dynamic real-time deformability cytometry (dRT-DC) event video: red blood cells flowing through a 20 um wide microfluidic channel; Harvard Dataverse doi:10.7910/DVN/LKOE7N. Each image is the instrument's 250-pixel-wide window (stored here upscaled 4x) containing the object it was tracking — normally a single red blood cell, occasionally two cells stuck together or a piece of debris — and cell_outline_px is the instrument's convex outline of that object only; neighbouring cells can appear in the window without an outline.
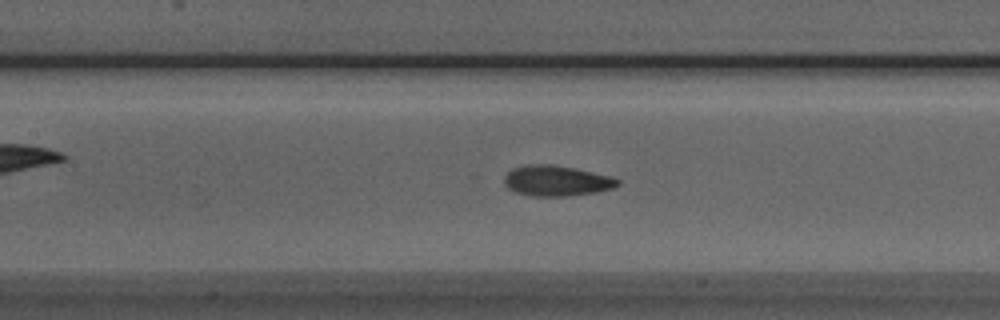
{"species": "Egyptian fruit bat (a non-hibernating species)", "species_latin": "Rousettus aegyptiacus", "temperature_condition": "room temperature", "stored_images_in_passage": 46, "camera_frame_rate_fps": 3000, "um_per_image_px": 0.085, "animal": {"sex": "male"}, "frame": {"image": 1, "passage_image": 22, "time_ms": 7.0, "image_size_px": [1000, 320], "cell_outline_px": [[620, 184], [612, 188], [596, 192], [564, 196], [532, 196], [516, 192], [508, 188], [504, 184], [504, 176], [512, 168], [524, 164], [552, 164], [576, 168], [612, 176], [620, 180]], "centroid_in_image_um": [47.29, 15.35], "position_along_channel_um": 160.1, "area_um2": 20.35}}
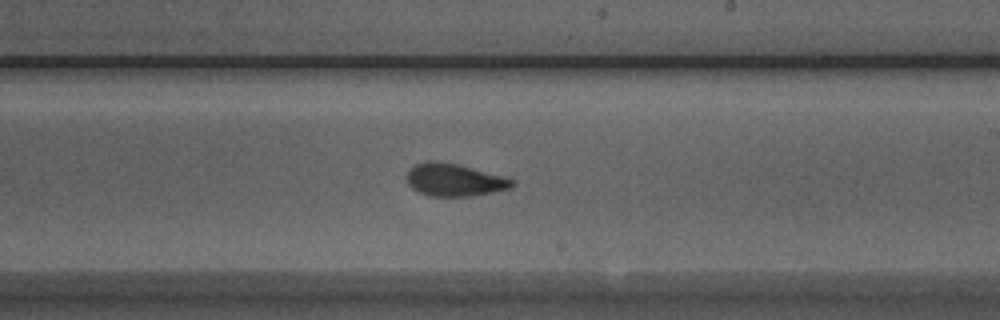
{"frame": {"image": 2, "passage_image": 29, "time_ms": 9.333, "image_size_px": [1000, 320], "cell_outline_px": [[516, 184], [512, 188], [472, 196], [432, 196], [420, 192], [412, 188], [408, 184], [404, 176], [416, 164], [424, 160], [436, 160], [460, 164], [504, 176], [516, 180]], "centroid_in_image_um": [38.64, 15.27], "position_along_channel_um": 250.4, "area_um2": 20.35}}
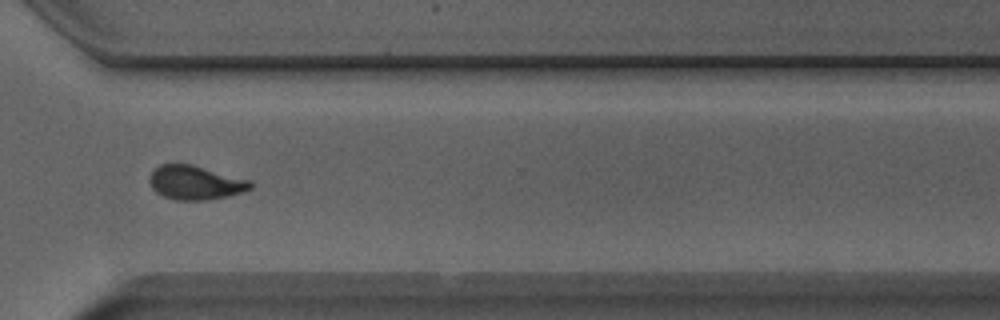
{"frame": {"image": 3, "passage_image": 37, "time_ms": 12.0, "image_size_px": [1000, 320], "cell_outline_px": [[252, 188], [244, 192], [228, 196], [208, 200], [176, 200], [164, 196], [156, 192], [152, 188], [148, 180], [152, 172], [160, 164], [192, 164], [252, 180]], "centroid_in_image_um": [16.63, 15.52], "position_along_channel_um": 354.0, "area_um2": 20.17}, "authors_computed_cell_mechanics": {"area_um2": 19.9988, "velocity_mm_per_s": 3.8801, "shape_relaxation_time_tau1_ms": 4.6974, "shape_relaxation_time_tau2_ms": 1.3889, "deformation_change_tau1": 0.1436, "deformation_change_tau2": 0.0703}}